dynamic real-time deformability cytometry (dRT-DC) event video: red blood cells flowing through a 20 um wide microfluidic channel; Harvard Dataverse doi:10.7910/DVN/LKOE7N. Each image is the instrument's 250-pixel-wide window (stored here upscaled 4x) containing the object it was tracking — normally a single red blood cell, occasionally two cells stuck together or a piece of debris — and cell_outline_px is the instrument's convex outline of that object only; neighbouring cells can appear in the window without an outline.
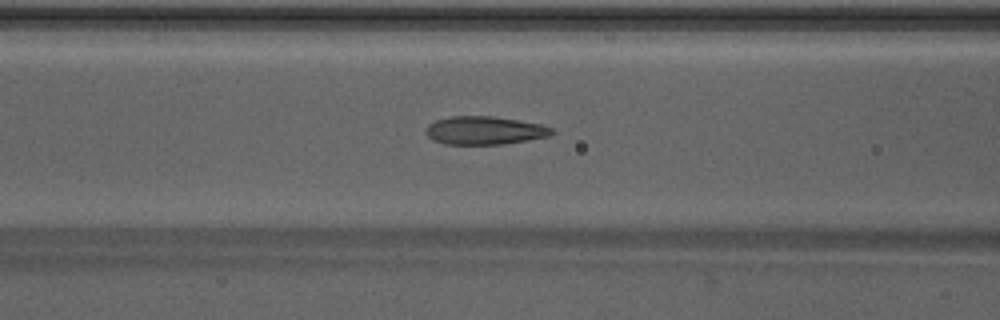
{"species": "Egyptian fruit bat (a non-hibernating species)", "species_latin": "Rousettus aegyptiacus", "temperature_condition": "warm", "stored_images_in_passage": 37, "camera_frame_rate_fps": 3000, "um_per_image_px": 0.085, "animal": {"sex": "male"}, "frame": {"image": 1, "passage_image": 9, "time_ms": 2.667, "image_size_px": [1000, 320], "cell_outline_px": [[556, 132], [548, 136], [528, 140], [504, 144], [444, 144], [432, 140], [424, 132], [428, 124], [436, 120], [452, 116], [492, 116], [540, 124], [552, 128]], "centroid_in_image_um": [41.16, 11.09], "position_along_channel_um": 125.4, "area_um2": 20.69}}
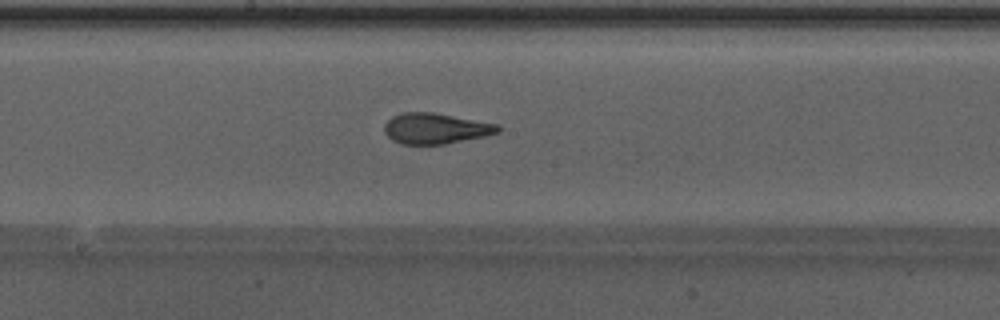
{"frame": {"image": 2, "passage_image": 15, "time_ms": 4.667, "image_size_px": [1000, 320], "cell_outline_px": [[500, 132], [488, 136], [444, 144], [400, 144], [392, 140], [384, 132], [384, 124], [392, 116], [400, 112], [432, 112], [500, 124]], "centroid_in_image_um": [37.04, 10.92], "position_along_channel_um": 211.2, "area_um2": 20.58}}
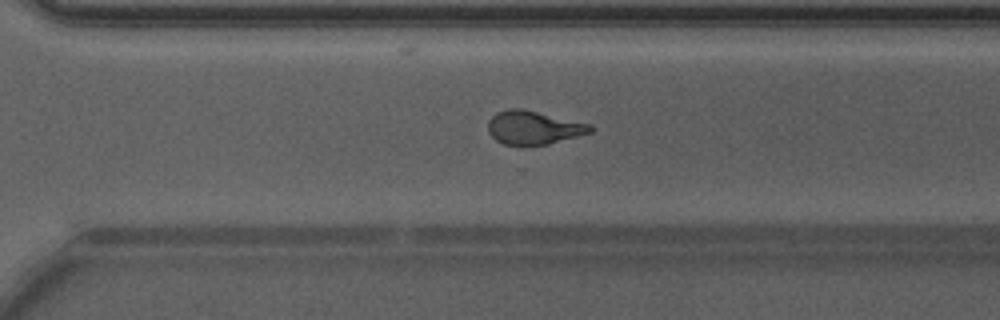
{"frame": {"image": 3, "passage_image": 23, "time_ms": 7.333, "image_size_px": [1000, 320], "cell_outline_px": [[596, 128], [592, 132], [548, 144], [524, 148], [504, 144], [496, 140], [488, 132], [488, 120], [496, 112], [508, 108], [520, 108], [592, 124]], "centroid_in_image_um": [45.34, 10.87], "position_along_channel_um": 325.3, "area_um2": 20.52}, "authors_computed_cell_mechanics": {"area_um2": 20.4612, "velocity_mm_per_s": 4.2891, "shape_relaxation_time_tau1_ms": 5.0633, "shape_relaxation_time_tau2_ms": 0.958, "deformation_change_tau1": 0.2315, "deformation_change_tau2": 0.1045}}